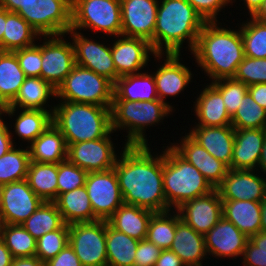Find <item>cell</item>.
Here are the masks:
<instances>
[{"mask_svg": "<svg viewBox=\"0 0 266 266\" xmlns=\"http://www.w3.org/2000/svg\"><path fill=\"white\" fill-rule=\"evenodd\" d=\"M114 170L124 204L154 213L170 211L163 189V154L154 157L147 145H126Z\"/></svg>", "mask_w": 266, "mask_h": 266, "instance_id": "6da1fadb", "label": "cell"}, {"mask_svg": "<svg viewBox=\"0 0 266 266\" xmlns=\"http://www.w3.org/2000/svg\"><path fill=\"white\" fill-rule=\"evenodd\" d=\"M192 53L212 79L233 78L245 57L241 31L219 28L216 22H206Z\"/></svg>", "mask_w": 266, "mask_h": 266, "instance_id": "7a4b0ae2", "label": "cell"}, {"mask_svg": "<svg viewBox=\"0 0 266 266\" xmlns=\"http://www.w3.org/2000/svg\"><path fill=\"white\" fill-rule=\"evenodd\" d=\"M161 3L154 29V53L162 54L165 47V53L180 54L185 39L189 40L193 52L206 22L186 0H163Z\"/></svg>", "mask_w": 266, "mask_h": 266, "instance_id": "3957f363", "label": "cell"}, {"mask_svg": "<svg viewBox=\"0 0 266 266\" xmlns=\"http://www.w3.org/2000/svg\"><path fill=\"white\" fill-rule=\"evenodd\" d=\"M52 123L66 145L101 139L113 132L111 108L89 103L63 101L54 107Z\"/></svg>", "mask_w": 266, "mask_h": 266, "instance_id": "277c9868", "label": "cell"}, {"mask_svg": "<svg viewBox=\"0 0 266 266\" xmlns=\"http://www.w3.org/2000/svg\"><path fill=\"white\" fill-rule=\"evenodd\" d=\"M163 152V189L169 208L174 205L177 209L184 202L214 190L200 171L173 147Z\"/></svg>", "mask_w": 266, "mask_h": 266, "instance_id": "5b68a950", "label": "cell"}, {"mask_svg": "<svg viewBox=\"0 0 266 266\" xmlns=\"http://www.w3.org/2000/svg\"><path fill=\"white\" fill-rule=\"evenodd\" d=\"M171 108L166 102L160 100L143 102L113 100L111 107L112 131H116V128L127 127L129 133L126 145H147L143 134L144 126L158 123L172 111Z\"/></svg>", "mask_w": 266, "mask_h": 266, "instance_id": "8992f818", "label": "cell"}, {"mask_svg": "<svg viewBox=\"0 0 266 266\" xmlns=\"http://www.w3.org/2000/svg\"><path fill=\"white\" fill-rule=\"evenodd\" d=\"M114 84L92 70L75 65L56 89L64 101L112 107Z\"/></svg>", "mask_w": 266, "mask_h": 266, "instance_id": "52a82bcc", "label": "cell"}, {"mask_svg": "<svg viewBox=\"0 0 266 266\" xmlns=\"http://www.w3.org/2000/svg\"><path fill=\"white\" fill-rule=\"evenodd\" d=\"M72 0H27L16 12L40 35L59 36L71 28Z\"/></svg>", "mask_w": 266, "mask_h": 266, "instance_id": "ba28073f", "label": "cell"}, {"mask_svg": "<svg viewBox=\"0 0 266 266\" xmlns=\"http://www.w3.org/2000/svg\"><path fill=\"white\" fill-rule=\"evenodd\" d=\"M121 26L120 0H72L70 29L73 31L89 27L119 37Z\"/></svg>", "mask_w": 266, "mask_h": 266, "instance_id": "9c48e42d", "label": "cell"}, {"mask_svg": "<svg viewBox=\"0 0 266 266\" xmlns=\"http://www.w3.org/2000/svg\"><path fill=\"white\" fill-rule=\"evenodd\" d=\"M69 244L83 266H107L106 220L69 225Z\"/></svg>", "mask_w": 266, "mask_h": 266, "instance_id": "30bf717a", "label": "cell"}, {"mask_svg": "<svg viewBox=\"0 0 266 266\" xmlns=\"http://www.w3.org/2000/svg\"><path fill=\"white\" fill-rule=\"evenodd\" d=\"M85 187L94 215L99 220H108L124 204L117 174L113 169L88 172Z\"/></svg>", "mask_w": 266, "mask_h": 266, "instance_id": "8fae6325", "label": "cell"}, {"mask_svg": "<svg viewBox=\"0 0 266 266\" xmlns=\"http://www.w3.org/2000/svg\"><path fill=\"white\" fill-rule=\"evenodd\" d=\"M121 36L142 38L151 44L154 51L157 0H120Z\"/></svg>", "mask_w": 266, "mask_h": 266, "instance_id": "7c38bea8", "label": "cell"}, {"mask_svg": "<svg viewBox=\"0 0 266 266\" xmlns=\"http://www.w3.org/2000/svg\"><path fill=\"white\" fill-rule=\"evenodd\" d=\"M43 203L26 179L3 185L0 224H22Z\"/></svg>", "mask_w": 266, "mask_h": 266, "instance_id": "4fadbf2b", "label": "cell"}, {"mask_svg": "<svg viewBox=\"0 0 266 266\" xmlns=\"http://www.w3.org/2000/svg\"><path fill=\"white\" fill-rule=\"evenodd\" d=\"M67 160L87 172L107 171L115 167L117 157L109 135L67 145Z\"/></svg>", "mask_w": 266, "mask_h": 266, "instance_id": "5bb4252c", "label": "cell"}, {"mask_svg": "<svg viewBox=\"0 0 266 266\" xmlns=\"http://www.w3.org/2000/svg\"><path fill=\"white\" fill-rule=\"evenodd\" d=\"M60 38L45 41L42 45V62L40 77L49 82L55 89L64 81L72 71L75 63L73 43H67Z\"/></svg>", "mask_w": 266, "mask_h": 266, "instance_id": "9a60e30c", "label": "cell"}, {"mask_svg": "<svg viewBox=\"0 0 266 266\" xmlns=\"http://www.w3.org/2000/svg\"><path fill=\"white\" fill-rule=\"evenodd\" d=\"M177 210L180 218L202 235L209 232L223 216V204L217 189L184 202Z\"/></svg>", "mask_w": 266, "mask_h": 266, "instance_id": "2e32d148", "label": "cell"}, {"mask_svg": "<svg viewBox=\"0 0 266 266\" xmlns=\"http://www.w3.org/2000/svg\"><path fill=\"white\" fill-rule=\"evenodd\" d=\"M69 32L71 35L73 33L76 65L92 70L114 84L116 81V68L111 49L103 44L84 38L81 33L73 32L72 29L67 33Z\"/></svg>", "mask_w": 266, "mask_h": 266, "instance_id": "e0dca14e", "label": "cell"}, {"mask_svg": "<svg viewBox=\"0 0 266 266\" xmlns=\"http://www.w3.org/2000/svg\"><path fill=\"white\" fill-rule=\"evenodd\" d=\"M254 170L228 169L222 183L216 188L221 200H250L260 202L266 196L265 180Z\"/></svg>", "mask_w": 266, "mask_h": 266, "instance_id": "ac0fdd59", "label": "cell"}, {"mask_svg": "<svg viewBox=\"0 0 266 266\" xmlns=\"http://www.w3.org/2000/svg\"><path fill=\"white\" fill-rule=\"evenodd\" d=\"M117 40L111 48V54L116 68V80L119 77L134 74L149 61L148 52L156 57L162 54H155L151 44L142 38L126 37Z\"/></svg>", "mask_w": 266, "mask_h": 266, "instance_id": "d6986e66", "label": "cell"}, {"mask_svg": "<svg viewBox=\"0 0 266 266\" xmlns=\"http://www.w3.org/2000/svg\"><path fill=\"white\" fill-rule=\"evenodd\" d=\"M172 147L195 166L214 189L222 183L229 167L213 157L189 134L182 139L180 146L174 145Z\"/></svg>", "mask_w": 266, "mask_h": 266, "instance_id": "ffe728a7", "label": "cell"}, {"mask_svg": "<svg viewBox=\"0 0 266 266\" xmlns=\"http://www.w3.org/2000/svg\"><path fill=\"white\" fill-rule=\"evenodd\" d=\"M206 251L218 257L242 255L249 238L225 217L204 235Z\"/></svg>", "mask_w": 266, "mask_h": 266, "instance_id": "44dd1931", "label": "cell"}, {"mask_svg": "<svg viewBox=\"0 0 266 266\" xmlns=\"http://www.w3.org/2000/svg\"><path fill=\"white\" fill-rule=\"evenodd\" d=\"M189 135L213 157L231 169L235 128L229 126H196Z\"/></svg>", "mask_w": 266, "mask_h": 266, "instance_id": "7402d4cb", "label": "cell"}, {"mask_svg": "<svg viewBox=\"0 0 266 266\" xmlns=\"http://www.w3.org/2000/svg\"><path fill=\"white\" fill-rule=\"evenodd\" d=\"M266 129H235L231 169L253 170L259 164Z\"/></svg>", "mask_w": 266, "mask_h": 266, "instance_id": "603a6c76", "label": "cell"}, {"mask_svg": "<svg viewBox=\"0 0 266 266\" xmlns=\"http://www.w3.org/2000/svg\"><path fill=\"white\" fill-rule=\"evenodd\" d=\"M170 250L176 253L186 266H202V258L207 255L204 235L185 223L179 213L176 215V231Z\"/></svg>", "mask_w": 266, "mask_h": 266, "instance_id": "cb8c5ba5", "label": "cell"}, {"mask_svg": "<svg viewBox=\"0 0 266 266\" xmlns=\"http://www.w3.org/2000/svg\"><path fill=\"white\" fill-rule=\"evenodd\" d=\"M180 54L166 53V60L155 73L156 91L160 101L166 96H176L191 80V72L179 62Z\"/></svg>", "mask_w": 266, "mask_h": 266, "instance_id": "d4e9b609", "label": "cell"}, {"mask_svg": "<svg viewBox=\"0 0 266 266\" xmlns=\"http://www.w3.org/2000/svg\"><path fill=\"white\" fill-rule=\"evenodd\" d=\"M223 217L248 238L260 232L261 204L250 200H222Z\"/></svg>", "mask_w": 266, "mask_h": 266, "instance_id": "484cf974", "label": "cell"}, {"mask_svg": "<svg viewBox=\"0 0 266 266\" xmlns=\"http://www.w3.org/2000/svg\"><path fill=\"white\" fill-rule=\"evenodd\" d=\"M54 202L67 225L99 220L94 215L85 186L60 194Z\"/></svg>", "mask_w": 266, "mask_h": 266, "instance_id": "4316f807", "label": "cell"}, {"mask_svg": "<svg viewBox=\"0 0 266 266\" xmlns=\"http://www.w3.org/2000/svg\"><path fill=\"white\" fill-rule=\"evenodd\" d=\"M113 100H159L154 76L138 72L119 77L114 83Z\"/></svg>", "mask_w": 266, "mask_h": 266, "instance_id": "83f0119b", "label": "cell"}, {"mask_svg": "<svg viewBox=\"0 0 266 266\" xmlns=\"http://www.w3.org/2000/svg\"><path fill=\"white\" fill-rule=\"evenodd\" d=\"M56 96V89L41 77H26L15 99L5 106L4 113L14 115L16 106L22 109L47 110L43 107L47 99Z\"/></svg>", "mask_w": 266, "mask_h": 266, "instance_id": "f1b7e54d", "label": "cell"}, {"mask_svg": "<svg viewBox=\"0 0 266 266\" xmlns=\"http://www.w3.org/2000/svg\"><path fill=\"white\" fill-rule=\"evenodd\" d=\"M29 147L31 161L58 164L67 160V145L62 133L53 123Z\"/></svg>", "mask_w": 266, "mask_h": 266, "instance_id": "f546056e", "label": "cell"}, {"mask_svg": "<svg viewBox=\"0 0 266 266\" xmlns=\"http://www.w3.org/2000/svg\"><path fill=\"white\" fill-rule=\"evenodd\" d=\"M153 214L150 210L123 204L107 221L114 229L140 241L147 237L148 224Z\"/></svg>", "mask_w": 266, "mask_h": 266, "instance_id": "4dcf8cb0", "label": "cell"}, {"mask_svg": "<svg viewBox=\"0 0 266 266\" xmlns=\"http://www.w3.org/2000/svg\"><path fill=\"white\" fill-rule=\"evenodd\" d=\"M195 111L200 120L197 126H229L231 116L227 112L221 93L208 85L197 98Z\"/></svg>", "mask_w": 266, "mask_h": 266, "instance_id": "1f68e13d", "label": "cell"}, {"mask_svg": "<svg viewBox=\"0 0 266 266\" xmlns=\"http://www.w3.org/2000/svg\"><path fill=\"white\" fill-rule=\"evenodd\" d=\"M25 78L16 54L0 51V102L4 106L15 99Z\"/></svg>", "mask_w": 266, "mask_h": 266, "instance_id": "d6a6232c", "label": "cell"}, {"mask_svg": "<svg viewBox=\"0 0 266 266\" xmlns=\"http://www.w3.org/2000/svg\"><path fill=\"white\" fill-rule=\"evenodd\" d=\"M58 164L30 162L26 180L34 193L44 202L57 198Z\"/></svg>", "mask_w": 266, "mask_h": 266, "instance_id": "836d02e7", "label": "cell"}, {"mask_svg": "<svg viewBox=\"0 0 266 266\" xmlns=\"http://www.w3.org/2000/svg\"><path fill=\"white\" fill-rule=\"evenodd\" d=\"M138 243L106 221L107 266H134Z\"/></svg>", "mask_w": 266, "mask_h": 266, "instance_id": "e575fe53", "label": "cell"}, {"mask_svg": "<svg viewBox=\"0 0 266 266\" xmlns=\"http://www.w3.org/2000/svg\"><path fill=\"white\" fill-rule=\"evenodd\" d=\"M40 34L16 12L6 10V24L2 38V51H15L34 45Z\"/></svg>", "mask_w": 266, "mask_h": 266, "instance_id": "d590c367", "label": "cell"}, {"mask_svg": "<svg viewBox=\"0 0 266 266\" xmlns=\"http://www.w3.org/2000/svg\"><path fill=\"white\" fill-rule=\"evenodd\" d=\"M64 224L55 202H43L21 225L38 240L44 234L59 229Z\"/></svg>", "mask_w": 266, "mask_h": 266, "instance_id": "8d00e7d4", "label": "cell"}, {"mask_svg": "<svg viewBox=\"0 0 266 266\" xmlns=\"http://www.w3.org/2000/svg\"><path fill=\"white\" fill-rule=\"evenodd\" d=\"M0 238L13 258L35 256L36 239L20 224H0Z\"/></svg>", "mask_w": 266, "mask_h": 266, "instance_id": "74e56055", "label": "cell"}, {"mask_svg": "<svg viewBox=\"0 0 266 266\" xmlns=\"http://www.w3.org/2000/svg\"><path fill=\"white\" fill-rule=\"evenodd\" d=\"M53 111L23 109L16 119L15 132L31 143L52 124Z\"/></svg>", "mask_w": 266, "mask_h": 266, "instance_id": "f35d334b", "label": "cell"}, {"mask_svg": "<svg viewBox=\"0 0 266 266\" xmlns=\"http://www.w3.org/2000/svg\"><path fill=\"white\" fill-rule=\"evenodd\" d=\"M30 162L28 149H15L13 146L0 157V184L5 185L26 179Z\"/></svg>", "mask_w": 266, "mask_h": 266, "instance_id": "ab89813d", "label": "cell"}, {"mask_svg": "<svg viewBox=\"0 0 266 266\" xmlns=\"http://www.w3.org/2000/svg\"><path fill=\"white\" fill-rule=\"evenodd\" d=\"M231 125L235 129H266V110L247 92L231 117Z\"/></svg>", "mask_w": 266, "mask_h": 266, "instance_id": "60d3db41", "label": "cell"}, {"mask_svg": "<svg viewBox=\"0 0 266 266\" xmlns=\"http://www.w3.org/2000/svg\"><path fill=\"white\" fill-rule=\"evenodd\" d=\"M169 212L154 213L148 224L146 239L161 250L170 249L175 236L176 214L169 217Z\"/></svg>", "mask_w": 266, "mask_h": 266, "instance_id": "b9f144b4", "label": "cell"}, {"mask_svg": "<svg viewBox=\"0 0 266 266\" xmlns=\"http://www.w3.org/2000/svg\"><path fill=\"white\" fill-rule=\"evenodd\" d=\"M252 21L240 28L244 55L250 58H266V23L251 16Z\"/></svg>", "mask_w": 266, "mask_h": 266, "instance_id": "7bdbcfd3", "label": "cell"}, {"mask_svg": "<svg viewBox=\"0 0 266 266\" xmlns=\"http://www.w3.org/2000/svg\"><path fill=\"white\" fill-rule=\"evenodd\" d=\"M69 244V225L63 224L59 229L48 232L36 240L35 256L47 262L54 258Z\"/></svg>", "mask_w": 266, "mask_h": 266, "instance_id": "ee69618b", "label": "cell"}, {"mask_svg": "<svg viewBox=\"0 0 266 266\" xmlns=\"http://www.w3.org/2000/svg\"><path fill=\"white\" fill-rule=\"evenodd\" d=\"M211 84L221 93L227 112L232 117L248 92V86L233 78L218 79Z\"/></svg>", "mask_w": 266, "mask_h": 266, "instance_id": "f6af8a7d", "label": "cell"}, {"mask_svg": "<svg viewBox=\"0 0 266 266\" xmlns=\"http://www.w3.org/2000/svg\"><path fill=\"white\" fill-rule=\"evenodd\" d=\"M88 172L68 160L58 163L57 197L85 186Z\"/></svg>", "mask_w": 266, "mask_h": 266, "instance_id": "bcb514c9", "label": "cell"}, {"mask_svg": "<svg viewBox=\"0 0 266 266\" xmlns=\"http://www.w3.org/2000/svg\"><path fill=\"white\" fill-rule=\"evenodd\" d=\"M233 79L243 82L247 86L266 83V58H250L245 56L237 66Z\"/></svg>", "mask_w": 266, "mask_h": 266, "instance_id": "7dc6e473", "label": "cell"}, {"mask_svg": "<svg viewBox=\"0 0 266 266\" xmlns=\"http://www.w3.org/2000/svg\"><path fill=\"white\" fill-rule=\"evenodd\" d=\"M26 77H40L42 45H32L13 51Z\"/></svg>", "mask_w": 266, "mask_h": 266, "instance_id": "c3c4849f", "label": "cell"}, {"mask_svg": "<svg viewBox=\"0 0 266 266\" xmlns=\"http://www.w3.org/2000/svg\"><path fill=\"white\" fill-rule=\"evenodd\" d=\"M205 22H217L216 15L219 10L231 0H186Z\"/></svg>", "mask_w": 266, "mask_h": 266, "instance_id": "681fc988", "label": "cell"}, {"mask_svg": "<svg viewBox=\"0 0 266 266\" xmlns=\"http://www.w3.org/2000/svg\"><path fill=\"white\" fill-rule=\"evenodd\" d=\"M161 249L147 239L140 240L135 253L134 266H154Z\"/></svg>", "mask_w": 266, "mask_h": 266, "instance_id": "f907efd6", "label": "cell"}, {"mask_svg": "<svg viewBox=\"0 0 266 266\" xmlns=\"http://www.w3.org/2000/svg\"><path fill=\"white\" fill-rule=\"evenodd\" d=\"M45 266H83L74 249L68 244L54 258L48 260Z\"/></svg>", "mask_w": 266, "mask_h": 266, "instance_id": "816d5d0a", "label": "cell"}, {"mask_svg": "<svg viewBox=\"0 0 266 266\" xmlns=\"http://www.w3.org/2000/svg\"><path fill=\"white\" fill-rule=\"evenodd\" d=\"M244 266H266V253L253 252V242L249 239L244 248Z\"/></svg>", "mask_w": 266, "mask_h": 266, "instance_id": "f5cc1de1", "label": "cell"}, {"mask_svg": "<svg viewBox=\"0 0 266 266\" xmlns=\"http://www.w3.org/2000/svg\"><path fill=\"white\" fill-rule=\"evenodd\" d=\"M154 266H186L179 256L170 249L161 250Z\"/></svg>", "mask_w": 266, "mask_h": 266, "instance_id": "db71d44e", "label": "cell"}, {"mask_svg": "<svg viewBox=\"0 0 266 266\" xmlns=\"http://www.w3.org/2000/svg\"><path fill=\"white\" fill-rule=\"evenodd\" d=\"M251 97L266 110V83H257L248 86Z\"/></svg>", "mask_w": 266, "mask_h": 266, "instance_id": "11a10c76", "label": "cell"}, {"mask_svg": "<svg viewBox=\"0 0 266 266\" xmlns=\"http://www.w3.org/2000/svg\"><path fill=\"white\" fill-rule=\"evenodd\" d=\"M13 147L11 135L8 127L4 124L3 120L0 121V157L7 153Z\"/></svg>", "mask_w": 266, "mask_h": 266, "instance_id": "9f6ffc18", "label": "cell"}, {"mask_svg": "<svg viewBox=\"0 0 266 266\" xmlns=\"http://www.w3.org/2000/svg\"><path fill=\"white\" fill-rule=\"evenodd\" d=\"M11 266H45V262L36 256L13 258Z\"/></svg>", "mask_w": 266, "mask_h": 266, "instance_id": "6f0895ef", "label": "cell"}, {"mask_svg": "<svg viewBox=\"0 0 266 266\" xmlns=\"http://www.w3.org/2000/svg\"><path fill=\"white\" fill-rule=\"evenodd\" d=\"M249 239L253 242V252L266 253V233L258 232Z\"/></svg>", "mask_w": 266, "mask_h": 266, "instance_id": "680465c9", "label": "cell"}, {"mask_svg": "<svg viewBox=\"0 0 266 266\" xmlns=\"http://www.w3.org/2000/svg\"><path fill=\"white\" fill-rule=\"evenodd\" d=\"M13 256L0 238V266H11Z\"/></svg>", "mask_w": 266, "mask_h": 266, "instance_id": "91938a15", "label": "cell"}, {"mask_svg": "<svg viewBox=\"0 0 266 266\" xmlns=\"http://www.w3.org/2000/svg\"><path fill=\"white\" fill-rule=\"evenodd\" d=\"M26 2L27 0H0V7L9 12H17Z\"/></svg>", "mask_w": 266, "mask_h": 266, "instance_id": "94428289", "label": "cell"}, {"mask_svg": "<svg viewBox=\"0 0 266 266\" xmlns=\"http://www.w3.org/2000/svg\"><path fill=\"white\" fill-rule=\"evenodd\" d=\"M260 204H261L260 232L266 233V196L260 201Z\"/></svg>", "mask_w": 266, "mask_h": 266, "instance_id": "6125c7cd", "label": "cell"}, {"mask_svg": "<svg viewBox=\"0 0 266 266\" xmlns=\"http://www.w3.org/2000/svg\"><path fill=\"white\" fill-rule=\"evenodd\" d=\"M252 17L258 21L266 23V0H263L260 8Z\"/></svg>", "mask_w": 266, "mask_h": 266, "instance_id": "be15d7a7", "label": "cell"}, {"mask_svg": "<svg viewBox=\"0 0 266 266\" xmlns=\"http://www.w3.org/2000/svg\"><path fill=\"white\" fill-rule=\"evenodd\" d=\"M6 24V9L0 7V51H2V38Z\"/></svg>", "mask_w": 266, "mask_h": 266, "instance_id": "e7e4bbea", "label": "cell"}, {"mask_svg": "<svg viewBox=\"0 0 266 266\" xmlns=\"http://www.w3.org/2000/svg\"><path fill=\"white\" fill-rule=\"evenodd\" d=\"M247 4V8L249 9L250 15L253 16L256 11L260 8L263 0H244Z\"/></svg>", "mask_w": 266, "mask_h": 266, "instance_id": "03108f58", "label": "cell"}, {"mask_svg": "<svg viewBox=\"0 0 266 266\" xmlns=\"http://www.w3.org/2000/svg\"><path fill=\"white\" fill-rule=\"evenodd\" d=\"M260 165V169L263 170V172H266V138L264 140L263 148H262V153L260 157V161L258 166Z\"/></svg>", "mask_w": 266, "mask_h": 266, "instance_id": "003e7915", "label": "cell"}, {"mask_svg": "<svg viewBox=\"0 0 266 266\" xmlns=\"http://www.w3.org/2000/svg\"><path fill=\"white\" fill-rule=\"evenodd\" d=\"M2 189H3V185L0 184V214H1V208H2Z\"/></svg>", "mask_w": 266, "mask_h": 266, "instance_id": "a7ac6f4b", "label": "cell"}, {"mask_svg": "<svg viewBox=\"0 0 266 266\" xmlns=\"http://www.w3.org/2000/svg\"><path fill=\"white\" fill-rule=\"evenodd\" d=\"M4 109H5V106L0 102V116L2 115V113H4ZM0 121H2L1 118H0Z\"/></svg>", "mask_w": 266, "mask_h": 266, "instance_id": "89a4df30", "label": "cell"}]
</instances>
